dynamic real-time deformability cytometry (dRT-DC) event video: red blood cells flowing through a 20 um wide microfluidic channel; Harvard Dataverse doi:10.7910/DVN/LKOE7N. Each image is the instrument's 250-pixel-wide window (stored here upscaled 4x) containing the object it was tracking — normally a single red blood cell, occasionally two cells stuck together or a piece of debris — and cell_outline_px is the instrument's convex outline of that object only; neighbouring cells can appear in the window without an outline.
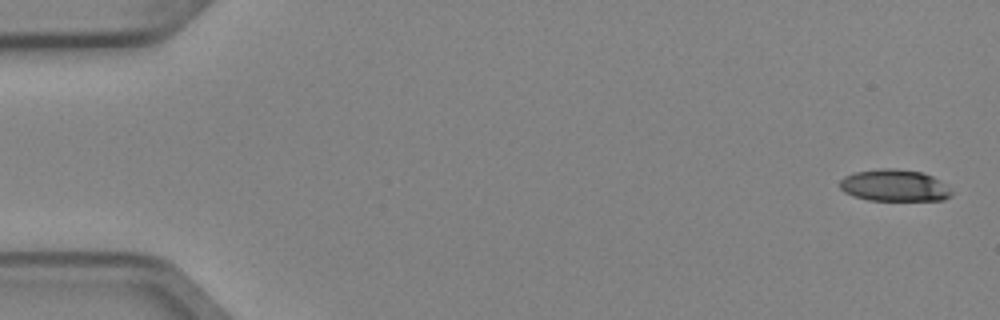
{"species": "Egyptian fruit bat (a non-hibernating species)", "species_latin": "Rousettus aegyptiacus", "temperature_condition": "cold", "stored_images_in_passage": 5, "segment_of_instrument_passage": [1, 2], "camera_frame_rate_fps": 3000, "um_per_image_px": 0.085, "animal": {"sex": "female"}, "frame": {"image": 1, "passage_image": 1, "time_ms": 0.0, "image_size_px": [1000, 320], "cell_outline_px": [[952, 196], [944, 200], [868, 200], [852, 196], [844, 192], [840, 188], [840, 180], [844, 176], [852, 172], [880, 168], [892, 168], [920, 172], [932, 176], [940, 180], [952, 192]], "centroid_in_image_um": [75.99, 15.76], "position_along_channel_um": 9.0, "area_um2": 20.81}}
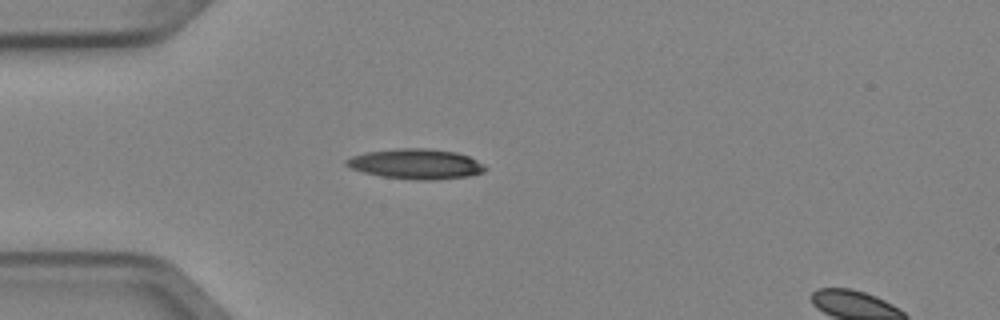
{"frame": {"image": 2, "passage_image": 4, "time_ms": 1.0, "image_size_px": [1000, 320], "cell_outline_px": [[488, 168], [484, 172], [468, 176], [428, 180], [424, 180], [380, 176], [364, 172], [352, 168], [344, 164], [344, 160], [352, 156], [368, 152], [400, 148], [424, 148], [456, 152], [468, 156], [484, 164]], "centroid_in_image_um": [35.37, 13.93], "position_along_channel_um": 49.6, "area_um2": 24.1}}